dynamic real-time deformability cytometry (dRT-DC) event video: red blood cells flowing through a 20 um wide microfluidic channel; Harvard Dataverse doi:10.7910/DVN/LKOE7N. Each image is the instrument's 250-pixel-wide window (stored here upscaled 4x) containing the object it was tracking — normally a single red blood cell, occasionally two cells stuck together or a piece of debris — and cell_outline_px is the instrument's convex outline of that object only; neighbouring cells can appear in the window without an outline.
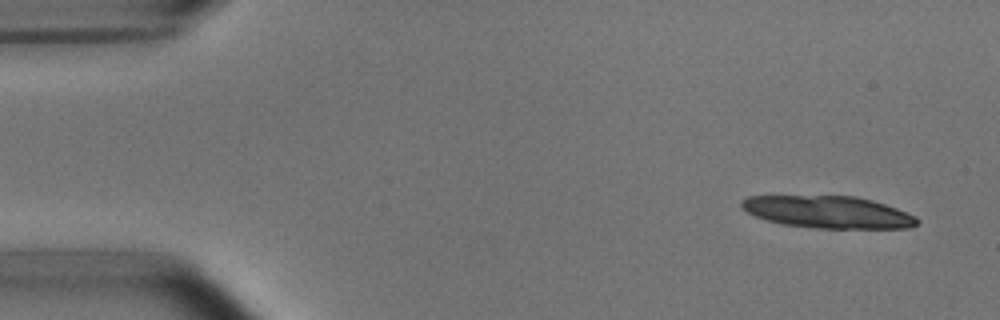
{"species": "common noctule bat (a hibernating species)", "species_latin": "Nyctalus noctula", "temperature_condition": "room temperature", "stored_images_in_passage": 5, "camera_frame_rate_fps": 3000, "um_per_image_px": 0.085, "animal": {"sex": "male", "body_mass_g": 15.6}, "frame": {"image": 1, "passage_image": 1, "time_ms": 0.0, "image_size_px": [1000, 320], "cell_outline_px": [[920, 220], [916, 224], [908, 228], [816, 228], [784, 224], [768, 220], [756, 216], [740, 208], [740, 200], [748, 196], [856, 196], [872, 200], [896, 208], [916, 216]], "centroid_in_image_um": [70.37, 18.02], "position_along_channel_um": 14.6, "area_um2": 32.77}}